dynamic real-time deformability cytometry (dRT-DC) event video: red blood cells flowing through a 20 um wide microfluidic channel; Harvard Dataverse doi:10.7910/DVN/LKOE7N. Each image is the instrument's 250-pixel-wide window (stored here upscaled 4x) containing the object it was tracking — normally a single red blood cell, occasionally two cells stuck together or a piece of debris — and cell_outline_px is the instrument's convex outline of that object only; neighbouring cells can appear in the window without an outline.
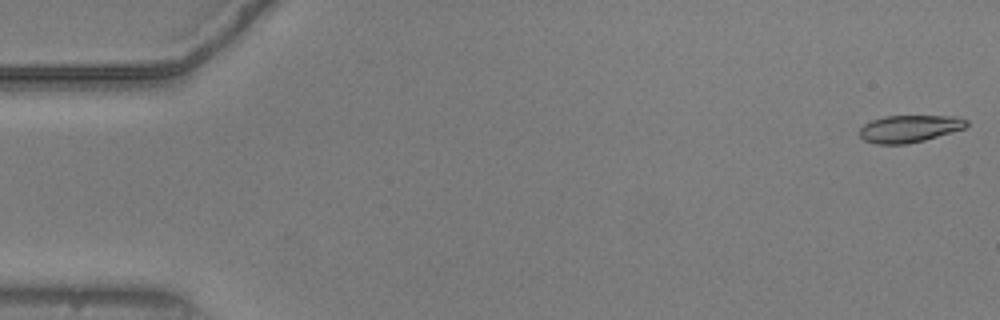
{"species": "common noctule bat (a hibernating species)", "species_latin": "Nyctalus noctula", "temperature_condition": "warm", "stored_images_in_passage": 54, "camera_frame_rate_fps": 3000, "um_per_image_px": 0.085, "animal": {"sex": "male", "body_mass_g": 20.5, "forearm_length_mm": 52.5}, "frame": {"image": 1, "passage_image": 1, "time_ms": 0.0, "image_size_px": [1000, 320], "cell_outline_px": [[968, 124], [964, 128], [924, 140], [904, 144], [876, 144], [864, 140], [860, 136], [860, 128], [864, 124], [872, 120], [884, 116], [956, 116], [968, 120]], "centroid_in_image_um": [77.28, 10.93], "position_along_channel_um": 7.7, "area_um2": 16.82}}
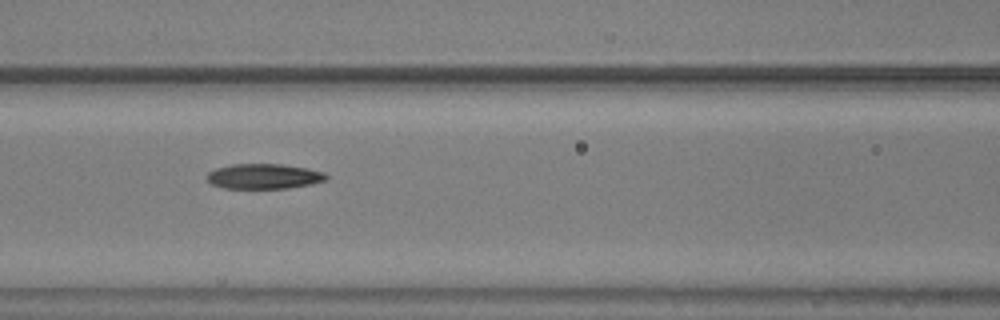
{"frame": {"image": 2, "passage_image": 23, "time_ms": 7.333, "image_size_px": [1000, 320], "cell_outline_px": [[328, 180], [312, 184], [288, 188], [224, 188], [212, 184], [204, 176], [208, 172], [216, 168], [232, 164], [280, 164], [308, 168], [324, 172], [328, 176]], "centroid_in_image_um": [22.44, 14.98], "position_along_channel_um": 144.2, "area_um2": 17.57}}
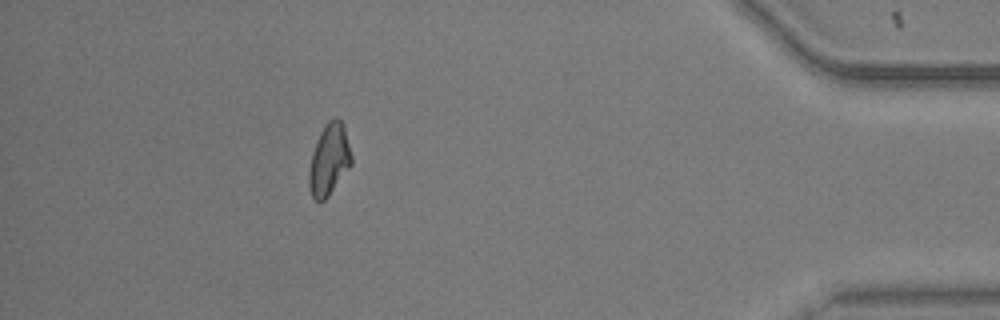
{"frame": {"image": 3, "passage_image": 48, "time_ms": 15.667, "image_size_px": [1000, 320], "cell_outline_px": [[352, 164], [328, 196], [320, 204], [312, 196], [308, 184], [308, 172], [312, 152], [316, 140], [320, 132], [328, 120], [336, 116], [344, 124], [352, 156]], "centroid_in_image_um": [27.97, 13.56], "position_along_channel_um": 407.2, "area_um2": 17.86}, "authors_computed_cell_mechanics": {"area_um2": 17.5712, "velocity_mm_per_s": 3.7821, "shape_relaxation_time_tau1_ms": 6.0043, "shape_relaxation_time_tau2_ms": 8.6251, "deformation_change_tau1": 0.1717, "deformation_change_tau2": 0.164}}